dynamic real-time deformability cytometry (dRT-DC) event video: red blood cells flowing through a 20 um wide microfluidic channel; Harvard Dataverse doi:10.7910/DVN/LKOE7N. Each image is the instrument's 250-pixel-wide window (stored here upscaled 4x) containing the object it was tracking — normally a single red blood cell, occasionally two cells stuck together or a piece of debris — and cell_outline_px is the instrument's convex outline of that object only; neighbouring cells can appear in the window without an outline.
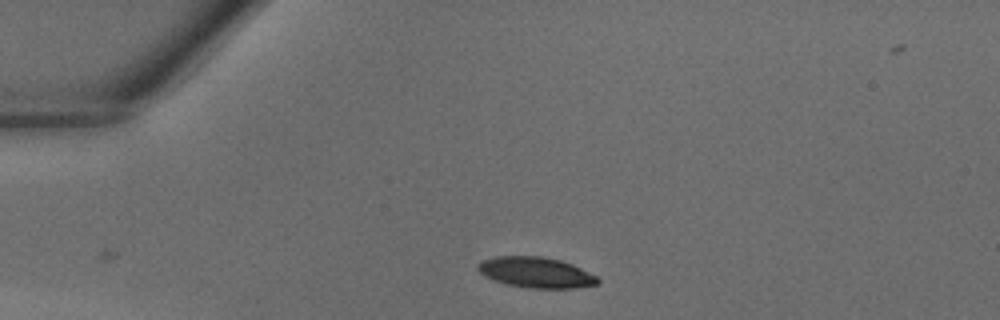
{"species": "common noctule bat (a hibernating species)", "species_latin": "Nyctalus noctula", "temperature_condition": "warm", "stored_images_in_passage": 29, "camera_frame_rate_fps": 3000, "um_per_image_px": 0.085, "animal": {"sex": "male", "body_mass_g": 18.8}, "frame": {"image": 1, "passage_image": 1, "time_ms": 0.0, "image_size_px": [1000, 320], "cell_outline_px": [[600, 284], [576, 288], [528, 288], [508, 284], [484, 276], [476, 268], [484, 260], [496, 256], [540, 256], [560, 260], [572, 264], [596, 276], [600, 280]], "centroid_in_image_um": [45.59, 23.16], "position_along_channel_um": 39.4, "area_um2": 21.21}}
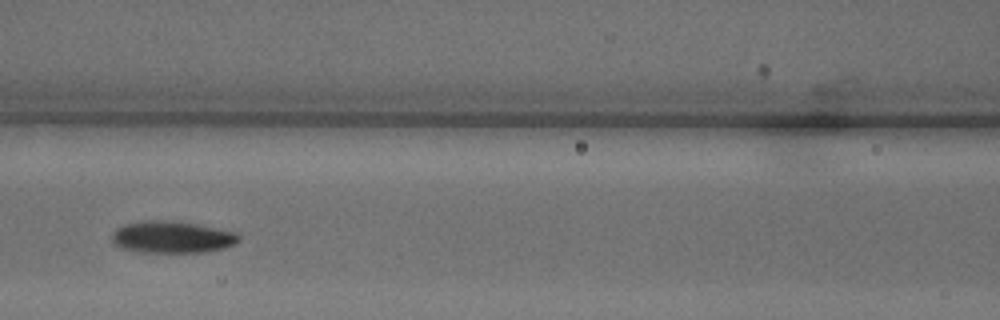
{"frame": {"image": 2, "passage_image": 10, "time_ms": 3.0, "image_size_px": [1000, 320], "cell_outline_px": [[240, 240], [236, 244], [224, 248], [204, 252], [140, 252], [120, 248], [112, 240], [112, 232], [116, 228], [124, 224], [148, 220], [172, 220], [196, 224], [236, 232], [240, 236]], "centroid_in_image_um": [14.63, 20.15], "position_along_channel_um": 152.0, "area_um2": 23.7}}
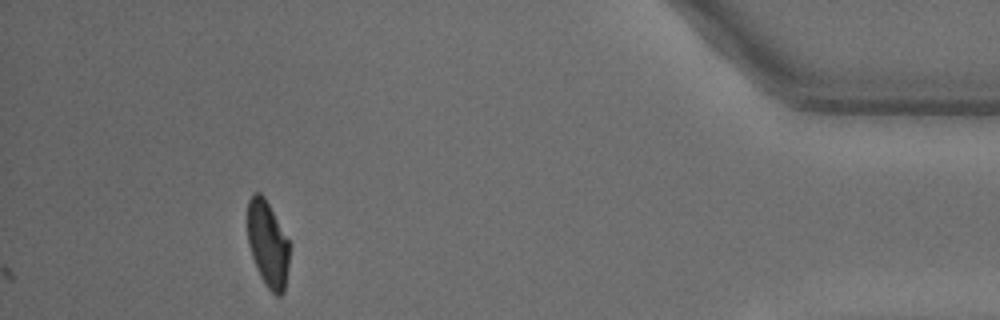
{"frame": {"image": 3, "passage_image": 29, "time_ms": 9.333, "image_size_px": [1000, 320], "cell_outline_px": [[292, 244], [284, 292], [280, 296], [276, 296], [268, 288], [260, 276], [252, 256], [248, 244], [248, 200], [252, 192], [260, 192], [264, 196]], "centroid_in_image_um": [22.79, 20.73], "position_along_channel_um": 412.4, "area_um2": 21.44}}